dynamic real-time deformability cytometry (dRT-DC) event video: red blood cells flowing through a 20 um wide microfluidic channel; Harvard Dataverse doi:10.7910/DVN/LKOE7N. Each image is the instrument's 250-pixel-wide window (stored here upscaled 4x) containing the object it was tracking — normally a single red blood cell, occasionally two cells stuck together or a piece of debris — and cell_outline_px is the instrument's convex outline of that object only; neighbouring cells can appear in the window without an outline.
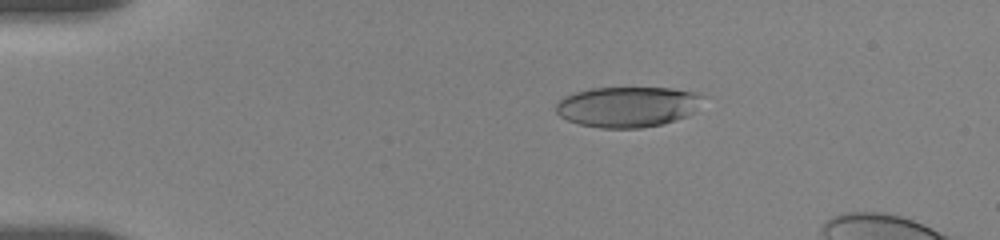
{"species": "human", "species_latin": "Homo sapiens", "temperature_condition": "room temperature", "stored_images_in_passage": 24, "camera_frame_rate_fps": 3000, "um_per_image_px": 0.085, "donor": {"sex": "female"}, "frame": {"image": 1, "passage_image": 8, "time_ms": 1.667, "image_size_px": [1000, 240], "cell_outline_px": [[708, 96], [688, 116], [664, 124], [640, 128], [600, 128], [580, 124], [568, 120], [560, 116], [556, 112], [556, 104], [564, 96], [576, 92], [592, 88], [672, 88], [696, 92]], "centroid_in_image_um": [53.39, 9.07], "position_along_channel_um": 31.6, "area_um2": 34.91}}